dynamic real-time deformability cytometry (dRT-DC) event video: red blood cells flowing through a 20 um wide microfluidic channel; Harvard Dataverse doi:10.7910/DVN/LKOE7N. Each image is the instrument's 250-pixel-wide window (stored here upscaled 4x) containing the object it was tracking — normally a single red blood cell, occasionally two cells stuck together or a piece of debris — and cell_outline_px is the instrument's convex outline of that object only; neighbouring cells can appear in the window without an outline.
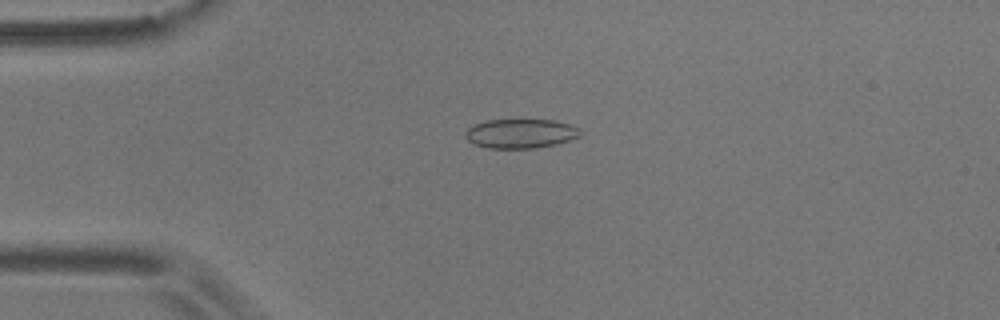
{"species": "common noctule bat (a hibernating species)", "species_latin": "Nyctalus noctula", "temperature_condition": "room temperature", "stored_images_in_passage": 49, "camera_frame_rate_fps": 3000, "um_per_image_px": 0.085, "animal": {"sex": "male", "body_mass_g": 17.9}, "frame": {"image": 1, "passage_image": 7, "time_ms": 2.0, "image_size_px": [1000, 320], "cell_outline_px": [[580, 136], [556, 144], [536, 148], [488, 148], [472, 144], [464, 136], [464, 132], [472, 124], [484, 120], [556, 120], [572, 124], [580, 128]], "centroid_in_image_um": [44.22, 11.34], "position_along_channel_um": 40.8, "area_um2": 19.88}}
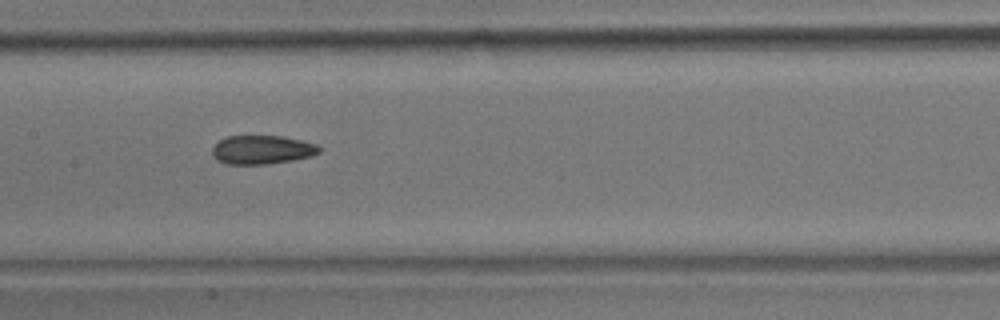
{"frame": {"image": 2, "passage_image": 21, "time_ms": 6.667, "image_size_px": [1000, 320], "cell_outline_px": [[320, 152], [312, 156], [292, 160], [264, 164], [228, 164], [220, 160], [212, 152], [212, 148], [220, 140], [228, 136], [284, 136], [316, 144], [320, 148]], "centroid_in_image_um": [22.31, 12.72], "position_along_channel_um": 185.1, "area_um2": 17.63}}
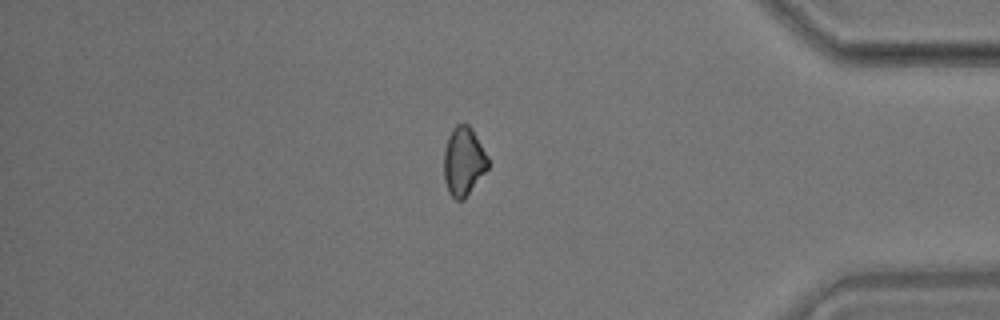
{"frame": {"image": 3, "passage_image": 41, "time_ms": 13.333, "image_size_px": [1000, 320], "cell_outline_px": [[488, 168], [464, 200], [456, 200], [448, 192], [444, 180], [444, 148], [448, 136], [452, 128], [456, 124], [468, 124], [472, 128], [488, 156]], "centroid_in_image_um": [39.39, 13.71], "position_along_channel_um": 395.8, "area_um2": 17.8}, "authors_computed_cell_mechanics": {"area_um2": 18.0336, "velocity_mm_per_s": 3.6126, "shape_relaxation_time_tau1_ms": null, "shape_relaxation_time_tau2_ms": 4.1545, "deformation_change_tau1": null, "deformation_change_tau2": 0.1029}}